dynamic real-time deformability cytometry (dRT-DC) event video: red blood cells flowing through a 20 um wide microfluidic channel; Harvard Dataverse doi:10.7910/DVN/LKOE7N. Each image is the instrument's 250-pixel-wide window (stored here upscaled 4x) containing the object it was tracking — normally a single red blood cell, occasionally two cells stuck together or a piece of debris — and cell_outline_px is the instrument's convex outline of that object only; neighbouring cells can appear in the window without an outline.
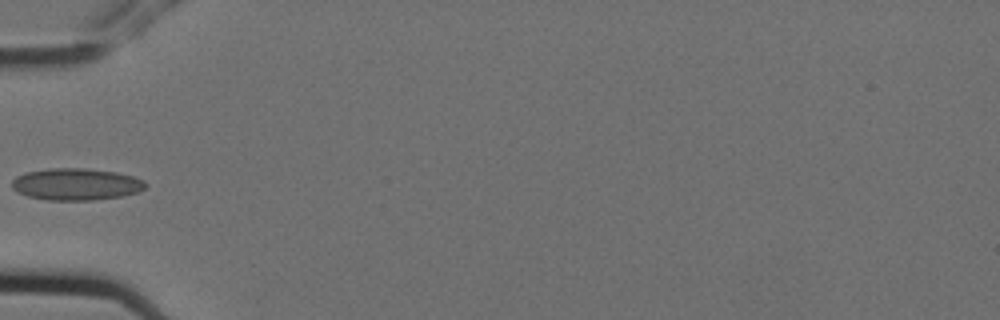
{"species": "Egyptian fruit bat (a non-hibernating species)", "species_latin": "Rousettus aegyptiacus", "temperature_condition": "cold", "stored_images_in_passage": 5, "camera_frame_rate_fps": 3000, "um_per_image_px": 0.085, "animal": {"sex": "female"}, "frame": {"image": 1, "passage_image": 4, "time_ms": 1.0, "image_size_px": [1000, 320], "cell_outline_px": [[148, 184], [144, 188], [136, 192], [124, 196], [92, 200], [48, 200], [28, 196], [16, 192], [12, 188], [12, 180], [16, 176], [24, 172], [48, 168], [84, 168], [116, 172], [132, 176], [144, 180]], "centroid_in_image_um": [6.45, 15.65], "position_along_channel_um": 78.6, "area_um2": 24.97}}
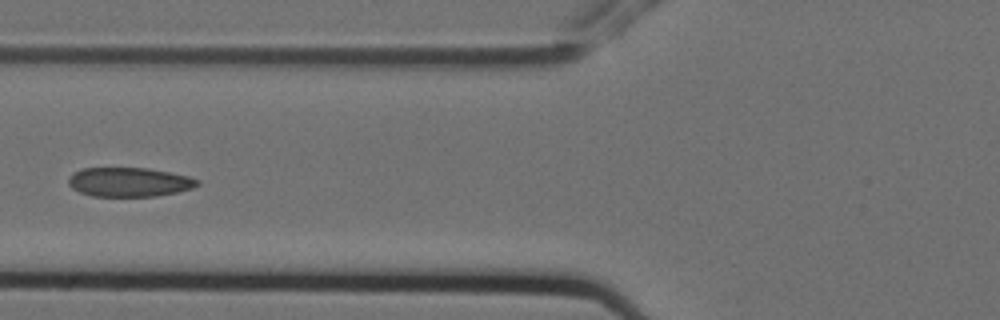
{"frame": {"image": 2, "passage_image": 5, "time_ms": 1.333, "image_size_px": [1000, 320], "cell_outline_px": [[200, 184], [192, 188], [176, 192], [156, 196], [92, 196], [80, 192], [72, 188], [68, 184], [68, 180], [72, 172], [80, 168], [148, 168], [188, 176], [200, 180]], "centroid_in_image_um": [10.96, 15.47], "position_along_channel_um": 114.8, "area_um2": 21.96}}